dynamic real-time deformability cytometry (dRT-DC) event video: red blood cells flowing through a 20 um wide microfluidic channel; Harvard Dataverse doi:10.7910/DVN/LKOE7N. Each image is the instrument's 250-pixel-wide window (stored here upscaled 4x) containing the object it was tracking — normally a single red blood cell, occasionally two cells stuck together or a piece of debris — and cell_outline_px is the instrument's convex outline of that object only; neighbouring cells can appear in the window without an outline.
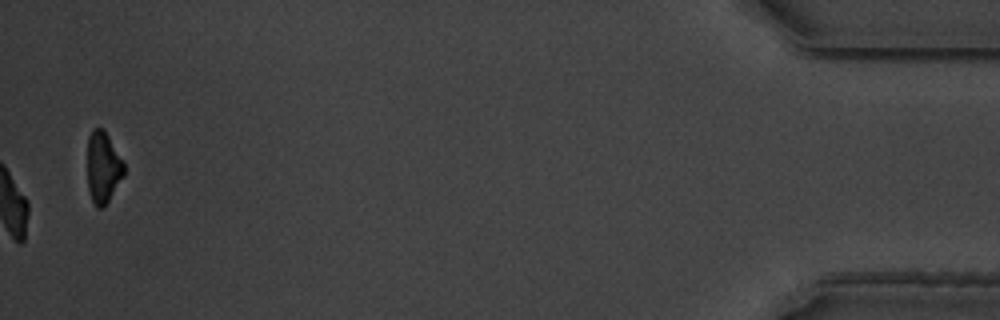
{"species": "common noctule bat (a hibernating species)", "species_latin": "Nyctalus noctula", "temperature_condition": "warm", "stored_images_in_passage": 57, "camera_frame_rate_fps": 3000, "um_per_image_px": 0.085, "animal": {"sex": "male", "body_mass_g": 19.5, "forearm_length_mm": 54.6}, "frame": {"image": 1, "passage_image": 57, "time_ms": 18.667, "image_size_px": [1000, 320], "cell_outline_px": [[124, 176], [108, 200], [100, 208], [96, 208], [92, 200], [88, 188], [88, 136], [92, 128], [104, 128], [124, 160]], "centroid_in_image_um": [8.77, 14.17], "position_along_channel_um": 426.4, "area_um2": 15.32}, "authors_computed_cell_mechanics": {"area_um2": 15.4904, "velocity_mm_per_s": 3.5046, "shape_relaxation_time_tau1_ms": 2.4394, "shape_relaxation_time_tau2_ms": 1.4246, "deformation_change_tau1": 0.1724, "deformation_change_tau2": 0.0698}}